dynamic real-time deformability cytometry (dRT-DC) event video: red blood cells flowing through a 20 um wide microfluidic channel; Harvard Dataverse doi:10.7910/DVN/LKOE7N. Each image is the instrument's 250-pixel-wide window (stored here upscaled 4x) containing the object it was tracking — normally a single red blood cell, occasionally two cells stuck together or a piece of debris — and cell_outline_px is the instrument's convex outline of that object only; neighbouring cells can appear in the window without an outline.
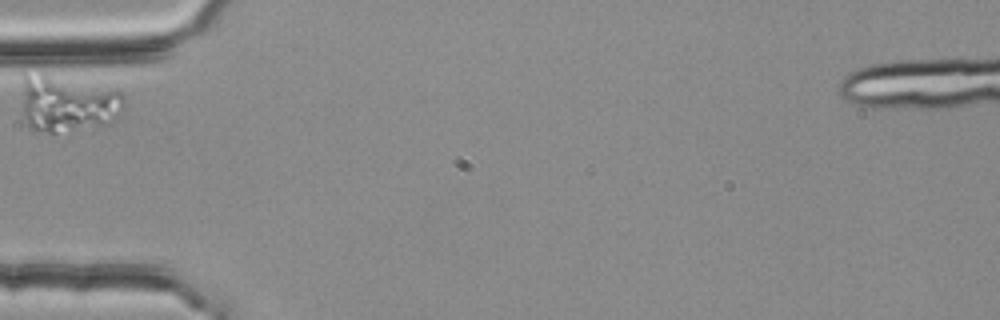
{"species": "common noctule bat (a hibernating species)", "species_latin": "Nyctalus noctula", "temperature_condition": "room temperature", "stored_images_in_passage": 5, "camera_frame_rate_fps": 3000, "um_per_image_px": 0.085, "animal": {"sex": "female", "body_mass_g": 25.1}, "frame": {"image": 1, "passage_image": 1, "time_ms": 0.0, "image_size_px": [1000, 320], "cell_outline_px": [[124, 108], [108, 124], [56, 132], [48, 132], [28, 128], [24, 116], [24, 72], [44, 76], [120, 92], [124, 96]], "centroid_in_image_um": [5.74, 8.87], "position_along_channel_um": 79.3, "area_um2": 31.91}}
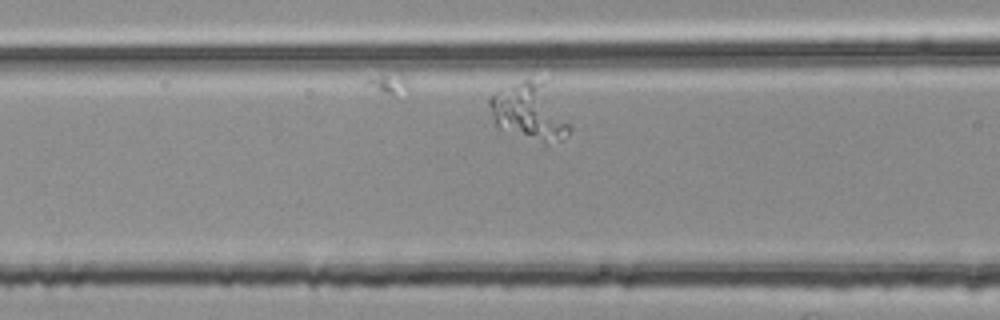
{"frame": {"image": 2, "passage_image": 5, "time_ms": 1.333, "image_size_px": [1000, 320], "cell_outline_px": [[572, 128], [568, 136], [560, 140], [544, 144], [496, 124], [492, 116], [488, 104], [488, 100], [496, 92], [524, 80], [548, 80]], "centroid_in_image_um": [45.11, 9.46], "position_along_channel_um": 121.5, "area_um2": 26.47}}